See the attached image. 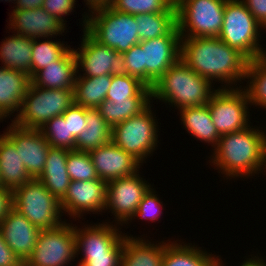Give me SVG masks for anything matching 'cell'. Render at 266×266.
I'll use <instances>...</instances> for the list:
<instances>
[{
  "label": "cell",
  "instance_id": "6da1fadb",
  "mask_svg": "<svg viewBox=\"0 0 266 266\" xmlns=\"http://www.w3.org/2000/svg\"><path fill=\"white\" fill-rule=\"evenodd\" d=\"M180 59L211 83L217 79L228 84L223 88L245 79L249 63L242 53L219 37H181Z\"/></svg>",
  "mask_w": 266,
  "mask_h": 266
},
{
  "label": "cell",
  "instance_id": "7a4b0ae2",
  "mask_svg": "<svg viewBox=\"0 0 266 266\" xmlns=\"http://www.w3.org/2000/svg\"><path fill=\"white\" fill-rule=\"evenodd\" d=\"M213 154V165L227 178H248L266 168V134L251 126L223 134Z\"/></svg>",
  "mask_w": 266,
  "mask_h": 266
},
{
  "label": "cell",
  "instance_id": "3957f363",
  "mask_svg": "<svg viewBox=\"0 0 266 266\" xmlns=\"http://www.w3.org/2000/svg\"><path fill=\"white\" fill-rule=\"evenodd\" d=\"M212 83L198 75L181 59L172 65L151 87V98L174 104L178 109L208 104Z\"/></svg>",
  "mask_w": 266,
  "mask_h": 266
},
{
  "label": "cell",
  "instance_id": "277c9868",
  "mask_svg": "<svg viewBox=\"0 0 266 266\" xmlns=\"http://www.w3.org/2000/svg\"><path fill=\"white\" fill-rule=\"evenodd\" d=\"M90 12L92 14L84 17L83 29L99 43L121 54L140 43L135 15L117 11L110 6L94 8Z\"/></svg>",
  "mask_w": 266,
  "mask_h": 266
},
{
  "label": "cell",
  "instance_id": "5b68a950",
  "mask_svg": "<svg viewBox=\"0 0 266 266\" xmlns=\"http://www.w3.org/2000/svg\"><path fill=\"white\" fill-rule=\"evenodd\" d=\"M260 28L261 25L241 1L226 0L223 24L218 37L249 61L266 56V51L260 48L258 41Z\"/></svg>",
  "mask_w": 266,
  "mask_h": 266
},
{
  "label": "cell",
  "instance_id": "8992f818",
  "mask_svg": "<svg viewBox=\"0 0 266 266\" xmlns=\"http://www.w3.org/2000/svg\"><path fill=\"white\" fill-rule=\"evenodd\" d=\"M73 103L74 89H46L30 83L19 114L12 123L40 129L48 120L66 112Z\"/></svg>",
  "mask_w": 266,
  "mask_h": 266
},
{
  "label": "cell",
  "instance_id": "52a82bcc",
  "mask_svg": "<svg viewBox=\"0 0 266 266\" xmlns=\"http://www.w3.org/2000/svg\"><path fill=\"white\" fill-rule=\"evenodd\" d=\"M13 208L40 230L59 227L61 221L60 202L38 180L31 179L12 191Z\"/></svg>",
  "mask_w": 266,
  "mask_h": 266
},
{
  "label": "cell",
  "instance_id": "ba28073f",
  "mask_svg": "<svg viewBox=\"0 0 266 266\" xmlns=\"http://www.w3.org/2000/svg\"><path fill=\"white\" fill-rule=\"evenodd\" d=\"M149 105L135 115L112 128L111 141L125 150L139 163H143L157 146L158 130L155 116Z\"/></svg>",
  "mask_w": 266,
  "mask_h": 266
},
{
  "label": "cell",
  "instance_id": "9c48e42d",
  "mask_svg": "<svg viewBox=\"0 0 266 266\" xmlns=\"http://www.w3.org/2000/svg\"><path fill=\"white\" fill-rule=\"evenodd\" d=\"M225 3L226 0L183 2L177 8V27L180 36L218 37L223 24Z\"/></svg>",
  "mask_w": 266,
  "mask_h": 266
},
{
  "label": "cell",
  "instance_id": "30bf717a",
  "mask_svg": "<svg viewBox=\"0 0 266 266\" xmlns=\"http://www.w3.org/2000/svg\"><path fill=\"white\" fill-rule=\"evenodd\" d=\"M75 255L78 254L74 225L64 222L57 228L41 230L34 250L24 266H65L75 259Z\"/></svg>",
  "mask_w": 266,
  "mask_h": 266
},
{
  "label": "cell",
  "instance_id": "8fae6325",
  "mask_svg": "<svg viewBox=\"0 0 266 266\" xmlns=\"http://www.w3.org/2000/svg\"><path fill=\"white\" fill-rule=\"evenodd\" d=\"M232 88L229 86L227 89H216L207 104L212 122L220 135L240 131L250 126L249 117H247L249 116L247 94L243 89Z\"/></svg>",
  "mask_w": 266,
  "mask_h": 266
},
{
  "label": "cell",
  "instance_id": "7c38bea8",
  "mask_svg": "<svg viewBox=\"0 0 266 266\" xmlns=\"http://www.w3.org/2000/svg\"><path fill=\"white\" fill-rule=\"evenodd\" d=\"M79 51L74 49L77 72L82 71L84 77L101 75H129L124 57L115 49L96 41L85 29ZM81 67V68H80Z\"/></svg>",
  "mask_w": 266,
  "mask_h": 266
},
{
  "label": "cell",
  "instance_id": "4fadbf2b",
  "mask_svg": "<svg viewBox=\"0 0 266 266\" xmlns=\"http://www.w3.org/2000/svg\"><path fill=\"white\" fill-rule=\"evenodd\" d=\"M143 58V83L151 88L153 84L180 60V34H166L154 39L140 41Z\"/></svg>",
  "mask_w": 266,
  "mask_h": 266
},
{
  "label": "cell",
  "instance_id": "5bb4252c",
  "mask_svg": "<svg viewBox=\"0 0 266 266\" xmlns=\"http://www.w3.org/2000/svg\"><path fill=\"white\" fill-rule=\"evenodd\" d=\"M150 187L137 173L108 181L105 209H110L120 224H128Z\"/></svg>",
  "mask_w": 266,
  "mask_h": 266
},
{
  "label": "cell",
  "instance_id": "9a60e30c",
  "mask_svg": "<svg viewBox=\"0 0 266 266\" xmlns=\"http://www.w3.org/2000/svg\"><path fill=\"white\" fill-rule=\"evenodd\" d=\"M4 132L15 144L29 176L37 179L44 170L50 145L40 129L23 128L11 123Z\"/></svg>",
  "mask_w": 266,
  "mask_h": 266
},
{
  "label": "cell",
  "instance_id": "2e32d148",
  "mask_svg": "<svg viewBox=\"0 0 266 266\" xmlns=\"http://www.w3.org/2000/svg\"><path fill=\"white\" fill-rule=\"evenodd\" d=\"M107 182L101 179L71 181L61 210L76 218L85 212H102L106 208ZM84 212V213H83Z\"/></svg>",
  "mask_w": 266,
  "mask_h": 266
},
{
  "label": "cell",
  "instance_id": "e0dca14e",
  "mask_svg": "<svg viewBox=\"0 0 266 266\" xmlns=\"http://www.w3.org/2000/svg\"><path fill=\"white\" fill-rule=\"evenodd\" d=\"M107 224H96L84 229L74 227L76 253L82 251L83 258L98 254H122L124 234L118 233L117 227ZM81 229V230H80Z\"/></svg>",
  "mask_w": 266,
  "mask_h": 266
},
{
  "label": "cell",
  "instance_id": "ac0fdd59",
  "mask_svg": "<svg viewBox=\"0 0 266 266\" xmlns=\"http://www.w3.org/2000/svg\"><path fill=\"white\" fill-rule=\"evenodd\" d=\"M89 154L99 179L106 182L139 173L142 165L112 141L91 150Z\"/></svg>",
  "mask_w": 266,
  "mask_h": 266
},
{
  "label": "cell",
  "instance_id": "d6986e66",
  "mask_svg": "<svg viewBox=\"0 0 266 266\" xmlns=\"http://www.w3.org/2000/svg\"><path fill=\"white\" fill-rule=\"evenodd\" d=\"M0 230L4 241L23 263L32 254L41 232L13 207L0 221Z\"/></svg>",
  "mask_w": 266,
  "mask_h": 266
},
{
  "label": "cell",
  "instance_id": "ffe728a7",
  "mask_svg": "<svg viewBox=\"0 0 266 266\" xmlns=\"http://www.w3.org/2000/svg\"><path fill=\"white\" fill-rule=\"evenodd\" d=\"M10 29L15 34L32 39L48 38L64 33L65 24L56 16L50 15L43 7L26 10H13L10 15Z\"/></svg>",
  "mask_w": 266,
  "mask_h": 266
},
{
  "label": "cell",
  "instance_id": "44dd1931",
  "mask_svg": "<svg viewBox=\"0 0 266 266\" xmlns=\"http://www.w3.org/2000/svg\"><path fill=\"white\" fill-rule=\"evenodd\" d=\"M76 73V58L71 48L61 59L39 70L31 78V83L46 89H74Z\"/></svg>",
  "mask_w": 266,
  "mask_h": 266
},
{
  "label": "cell",
  "instance_id": "7402d4cb",
  "mask_svg": "<svg viewBox=\"0 0 266 266\" xmlns=\"http://www.w3.org/2000/svg\"><path fill=\"white\" fill-rule=\"evenodd\" d=\"M31 83L30 76L19 70L0 67V119L19 111Z\"/></svg>",
  "mask_w": 266,
  "mask_h": 266
},
{
  "label": "cell",
  "instance_id": "603a6c76",
  "mask_svg": "<svg viewBox=\"0 0 266 266\" xmlns=\"http://www.w3.org/2000/svg\"><path fill=\"white\" fill-rule=\"evenodd\" d=\"M70 151L50 146L44 170L37 178L59 202L65 197L71 182L66 166Z\"/></svg>",
  "mask_w": 266,
  "mask_h": 266
},
{
  "label": "cell",
  "instance_id": "cb8c5ba5",
  "mask_svg": "<svg viewBox=\"0 0 266 266\" xmlns=\"http://www.w3.org/2000/svg\"><path fill=\"white\" fill-rule=\"evenodd\" d=\"M151 88L145 86L135 97L128 100L111 101L106 99L96 109L102 118L113 128L117 124L140 114L150 105Z\"/></svg>",
  "mask_w": 266,
  "mask_h": 266
},
{
  "label": "cell",
  "instance_id": "d4e9b609",
  "mask_svg": "<svg viewBox=\"0 0 266 266\" xmlns=\"http://www.w3.org/2000/svg\"><path fill=\"white\" fill-rule=\"evenodd\" d=\"M0 177L3 186L12 191L32 179L14 142L5 133L0 135Z\"/></svg>",
  "mask_w": 266,
  "mask_h": 266
},
{
  "label": "cell",
  "instance_id": "484cf974",
  "mask_svg": "<svg viewBox=\"0 0 266 266\" xmlns=\"http://www.w3.org/2000/svg\"><path fill=\"white\" fill-rule=\"evenodd\" d=\"M147 242V243H146ZM164 256V242L156 245L124 235V245L120 266H162Z\"/></svg>",
  "mask_w": 266,
  "mask_h": 266
},
{
  "label": "cell",
  "instance_id": "4316f807",
  "mask_svg": "<svg viewBox=\"0 0 266 266\" xmlns=\"http://www.w3.org/2000/svg\"><path fill=\"white\" fill-rule=\"evenodd\" d=\"M181 121L185 126V129L191 133L192 136L212 144L215 148L220 139L216 127L214 126L211 113L208 105L185 107L179 109Z\"/></svg>",
  "mask_w": 266,
  "mask_h": 266
},
{
  "label": "cell",
  "instance_id": "83f0119b",
  "mask_svg": "<svg viewBox=\"0 0 266 266\" xmlns=\"http://www.w3.org/2000/svg\"><path fill=\"white\" fill-rule=\"evenodd\" d=\"M2 41L0 59L3 67L27 73L31 78L32 38L13 34Z\"/></svg>",
  "mask_w": 266,
  "mask_h": 266
},
{
  "label": "cell",
  "instance_id": "f1b7e54d",
  "mask_svg": "<svg viewBox=\"0 0 266 266\" xmlns=\"http://www.w3.org/2000/svg\"><path fill=\"white\" fill-rule=\"evenodd\" d=\"M135 20L140 41L166 34H180L177 27V9L173 5L164 13L137 14Z\"/></svg>",
  "mask_w": 266,
  "mask_h": 266
},
{
  "label": "cell",
  "instance_id": "f546056e",
  "mask_svg": "<svg viewBox=\"0 0 266 266\" xmlns=\"http://www.w3.org/2000/svg\"><path fill=\"white\" fill-rule=\"evenodd\" d=\"M86 128L75 139V150L90 152L111 142L112 128L97 109L86 108Z\"/></svg>",
  "mask_w": 266,
  "mask_h": 266
},
{
  "label": "cell",
  "instance_id": "4dcf8cb0",
  "mask_svg": "<svg viewBox=\"0 0 266 266\" xmlns=\"http://www.w3.org/2000/svg\"><path fill=\"white\" fill-rule=\"evenodd\" d=\"M218 259L190 244L165 242L162 266H217Z\"/></svg>",
  "mask_w": 266,
  "mask_h": 266
},
{
  "label": "cell",
  "instance_id": "1f68e13d",
  "mask_svg": "<svg viewBox=\"0 0 266 266\" xmlns=\"http://www.w3.org/2000/svg\"><path fill=\"white\" fill-rule=\"evenodd\" d=\"M111 81L112 75L97 77L76 76L74 103L85 108L96 109L106 100Z\"/></svg>",
  "mask_w": 266,
  "mask_h": 266
},
{
  "label": "cell",
  "instance_id": "d6a6232c",
  "mask_svg": "<svg viewBox=\"0 0 266 266\" xmlns=\"http://www.w3.org/2000/svg\"><path fill=\"white\" fill-rule=\"evenodd\" d=\"M250 78L244 87L249 104L266 108V56L249 61L245 79Z\"/></svg>",
  "mask_w": 266,
  "mask_h": 266
},
{
  "label": "cell",
  "instance_id": "836d02e7",
  "mask_svg": "<svg viewBox=\"0 0 266 266\" xmlns=\"http://www.w3.org/2000/svg\"><path fill=\"white\" fill-rule=\"evenodd\" d=\"M71 48L64 46L61 41L46 40L40 42L33 39L31 78L47 65L61 59Z\"/></svg>",
  "mask_w": 266,
  "mask_h": 266
},
{
  "label": "cell",
  "instance_id": "e575fe53",
  "mask_svg": "<svg viewBox=\"0 0 266 266\" xmlns=\"http://www.w3.org/2000/svg\"><path fill=\"white\" fill-rule=\"evenodd\" d=\"M40 130L51 147L75 150L76 138L69 135L68 121H65L63 115L48 120Z\"/></svg>",
  "mask_w": 266,
  "mask_h": 266
},
{
  "label": "cell",
  "instance_id": "d590c367",
  "mask_svg": "<svg viewBox=\"0 0 266 266\" xmlns=\"http://www.w3.org/2000/svg\"><path fill=\"white\" fill-rule=\"evenodd\" d=\"M66 166L71 181L99 179L89 152L71 150L66 159Z\"/></svg>",
  "mask_w": 266,
  "mask_h": 266
},
{
  "label": "cell",
  "instance_id": "8d00e7d4",
  "mask_svg": "<svg viewBox=\"0 0 266 266\" xmlns=\"http://www.w3.org/2000/svg\"><path fill=\"white\" fill-rule=\"evenodd\" d=\"M109 6L130 15L154 14L166 12L172 6V2L171 0H112Z\"/></svg>",
  "mask_w": 266,
  "mask_h": 266
},
{
  "label": "cell",
  "instance_id": "74e56055",
  "mask_svg": "<svg viewBox=\"0 0 266 266\" xmlns=\"http://www.w3.org/2000/svg\"><path fill=\"white\" fill-rule=\"evenodd\" d=\"M146 85L131 75H112L106 99L117 102L135 97Z\"/></svg>",
  "mask_w": 266,
  "mask_h": 266
},
{
  "label": "cell",
  "instance_id": "f35d334b",
  "mask_svg": "<svg viewBox=\"0 0 266 266\" xmlns=\"http://www.w3.org/2000/svg\"><path fill=\"white\" fill-rule=\"evenodd\" d=\"M154 189L149 188V190L144 194L142 201L137 207V211L134 217H141L142 219H148L150 221H158L159 216L162 214L161 202L156 194H154ZM160 214V215H159Z\"/></svg>",
  "mask_w": 266,
  "mask_h": 266
},
{
  "label": "cell",
  "instance_id": "ab89813d",
  "mask_svg": "<svg viewBox=\"0 0 266 266\" xmlns=\"http://www.w3.org/2000/svg\"><path fill=\"white\" fill-rule=\"evenodd\" d=\"M62 115L68 121L69 135L75 138L87 127L86 108L83 106L73 103Z\"/></svg>",
  "mask_w": 266,
  "mask_h": 266
},
{
  "label": "cell",
  "instance_id": "60d3db41",
  "mask_svg": "<svg viewBox=\"0 0 266 266\" xmlns=\"http://www.w3.org/2000/svg\"><path fill=\"white\" fill-rule=\"evenodd\" d=\"M141 45L135 44L128 51L122 53L129 75L143 83V58Z\"/></svg>",
  "mask_w": 266,
  "mask_h": 266
},
{
  "label": "cell",
  "instance_id": "b9f144b4",
  "mask_svg": "<svg viewBox=\"0 0 266 266\" xmlns=\"http://www.w3.org/2000/svg\"><path fill=\"white\" fill-rule=\"evenodd\" d=\"M76 0H44L43 8L52 16H56L65 25L63 15H69L72 12ZM63 17V19H62Z\"/></svg>",
  "mask_w": 266,
  "mask_h": 266
},
{
  "label": "cell",
  "instance_id": "7bdbcfd3",
  "mask_svg": "<svg viewBox=\"0 0 266 266\" xmlns=\"http://www.w3.org/2000/svg\"><path fill=\"white\" fill-rule=\"evenodd\" d=\"M122 254H98L90 255V258H82L78 266H120Z\"/></svg>",
  "mask_w": 266,
  "mask_h": 266
},
{
  "label": "cell",
  "instance_id": "ee69618b",
  "mask_svg": "<svg viewBox=\"0 0 266 266\" xmlns=\"http://www.w3.org/2000/svg\"><path fill=\"white\" fill-rule=\"evenodd\" d=\"M254 16L255 20L266 28V0H240Z\"/></svg>",
  "mask_w": 266,
  "mask_h": 266
},
{
  "label": "cell",
  "instance_id": "f6af8a7d",
  "mask_svg": "<svg viewBox=\"0 0 266 266\" xmlns=\"http://www.w3.org/2000/svg\"><path fill=\"white\" fill-rule=\"evenodd\" d=\"M0 266H24V263L16 256L4 241L0 230Z\"/></svg>",
  "mask_w": 266,
  "mask_h": 266
},
{
  "label": "cell",
  "instance_id": "bcb514c9",
  "mask_svg": "<svg viewBox=\"0 0 266 266\" xmlns=\"http://www.w3.org/2000/svg\"><path fill=\"white\" fill-rule=\"evenodd\" d=\"M12 207V190L0 187V221L8 214Z\"/></svg>",
  "mask_w": 266,
  "mask_h": 266
},
{
  "label": "cell",
  "instance_id": "7dc6e473",
  "mask_svg": "<svg viewBox=\"0 0 266 266\" xmlns=\"http://www.w3.org/2000/svg\"><path fill=\"white\" fill-rule=\"evenodd\" d=\"M17 5L15 9L12 10H26V9H35L38 7H43L44 0H16Z\"/></svg>",
  "mask_w": 266,
  "mask_h": 266
},
{
  "label": "cell",
  "instance_id": "c3c4849f",
  "mask_svg": "<svg viewBox=\"0 0 266 266\" xmlns=\"http://www.w3.org/2000/svg\"><path fill=\"white\" fill-rule=\"evenodd\" d=\"M220 258L218 259L217 266H224L222 265ZM241 266H266V262L262 258L259 257H252L249 260L244 261Z\"/></svg>",
  "mask_w": 266,
  "mask_h": 266
},
{
  "label": "cell",
  "instance_id": "681fc988",
  "mask_svg": "<svg viewBox=\"0 0 266 266\" xmlns=\"http://www.w3.org/2000/svg\"><path fill=\"white\" fill-rule=\"evenodd\" d=\"M112 0H86V5H89V9H94L103 6H109Z\"/></svg>",
  "mask_w": 266,
  "mask_h": 266
},
{
  "label": "cell",
  "instance_id": "f907efd6",
  "mask_svg": "<svg viewBox=\"0 0 266 266\" xmlns=\"http://www.w3.org/2000/svg\"><path fill=\"white\" fill-rule=\"evenodd\" d=\"M187 0H171L172 5L177 9L183 2Z\"/></svg>",
  "mask_w": 266,
  "mask_h": 266
},
{
  "label": "cell",
  "instance_id": "816d5d0a",
  "mask_svg": "<svg viewBox=\"0 0 266 266\" xmlns=\"http://www.w3.org/2000/svg\"><path fill=\"white\" fill-rule=\"evenodd\" d=\"M0 187H4L1 181V177H0Z\"/></svg>",
  "mask_w": 266,
  "mask_h": 266
},
{
  "label": "cell",
  "instance_id": "f5cc1de1",
  "mask_svg": "<svg viewBox=\"0 0 266 266\" xmlns=\"http://www.w3.org/2000/svg\"><path fill=\"white\" fill-rule=\"evenodd\" d=\"M2 1H3V0H2ZM5 1H9V2L11 1V2H12V0H5ZM13 1H14V4H16V3H15V2H16V0H13Z\"/></svg>",
  "mask_w": 266,
  "mask_h": 266
}]
</instances>
